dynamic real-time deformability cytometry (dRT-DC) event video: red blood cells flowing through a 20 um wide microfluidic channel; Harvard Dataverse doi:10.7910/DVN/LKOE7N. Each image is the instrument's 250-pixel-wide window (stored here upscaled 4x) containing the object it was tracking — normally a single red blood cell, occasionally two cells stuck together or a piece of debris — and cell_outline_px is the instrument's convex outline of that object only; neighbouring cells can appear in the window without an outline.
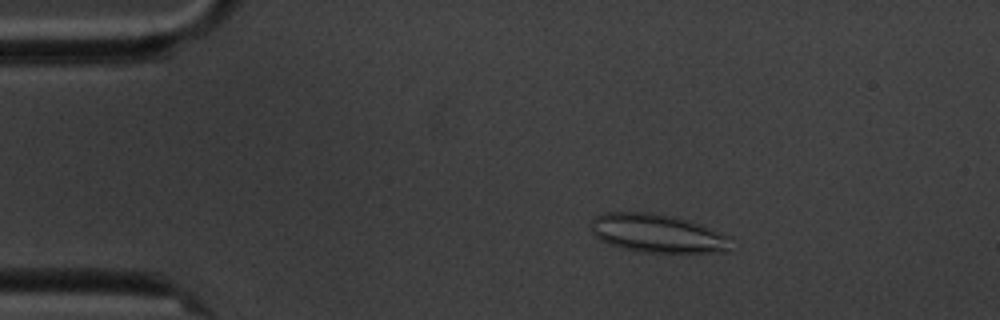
{"species": "common noctule bat (a hibernating species)", "species_latin": "Nyctalus noctula", "temperature_condition": "cold", "stored_images_in_passage": 5, "camera_frame_rate_fps": 3000, "um_per_image_px": 0.085, "animal": {"sex": "male", "body_mass_g": 20.1, "forearm_length_mm": 53.5}, "frame": {"image": 1, "passage_image": 3, "time_ms": 2.333, "image_size_px": [1000, 320], "cell_outline_px": [[732, 236], [728, 252], [640, 252], [620, 248], [600, 240], [592, 232], [592, 220], [600, 212], [652, 212], [672, 216], [700, 224]], "centroid_in_image_um": [55.89, 19.83], "position_along_channel_um": 29.1, "area_um2": 31.56}}